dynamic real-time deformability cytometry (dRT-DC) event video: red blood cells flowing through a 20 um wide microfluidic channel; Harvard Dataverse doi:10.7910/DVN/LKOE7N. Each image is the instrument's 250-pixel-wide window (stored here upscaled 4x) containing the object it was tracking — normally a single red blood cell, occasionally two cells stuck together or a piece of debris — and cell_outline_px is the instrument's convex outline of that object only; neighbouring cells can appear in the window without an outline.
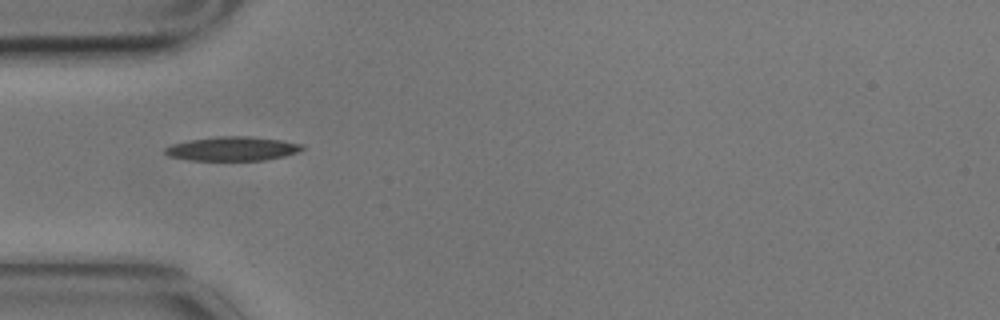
{"species": "common noctule bat (a hibernating species)", "species_latin": "Nyctalus noctula", "temperature_condition": "cold", "stored_images_in_passage": 4, "camera_frame_rate_fps": 3000, "um_per_image_px": 0.085, "animal": {"sex": "male", "body_mass_g": 17.9}, "frame": {"image": 1, "passage_image": 4, "time_ms": 1.0, "image_size_px": [1000, 320], "cell_outline_px": [[304, 148], [296, 152], [284, 156], [264, 160], [192, 160], [168, 156], [164, 152], [164, 148], [172, 144], [188, 140], [216, 136], [252, 136], [284, 140], [304, 144]], "centroid_in_image_um": [19.77, 12.62], "position_along_channel_um": 65.2, "area_um2": 19.36}}